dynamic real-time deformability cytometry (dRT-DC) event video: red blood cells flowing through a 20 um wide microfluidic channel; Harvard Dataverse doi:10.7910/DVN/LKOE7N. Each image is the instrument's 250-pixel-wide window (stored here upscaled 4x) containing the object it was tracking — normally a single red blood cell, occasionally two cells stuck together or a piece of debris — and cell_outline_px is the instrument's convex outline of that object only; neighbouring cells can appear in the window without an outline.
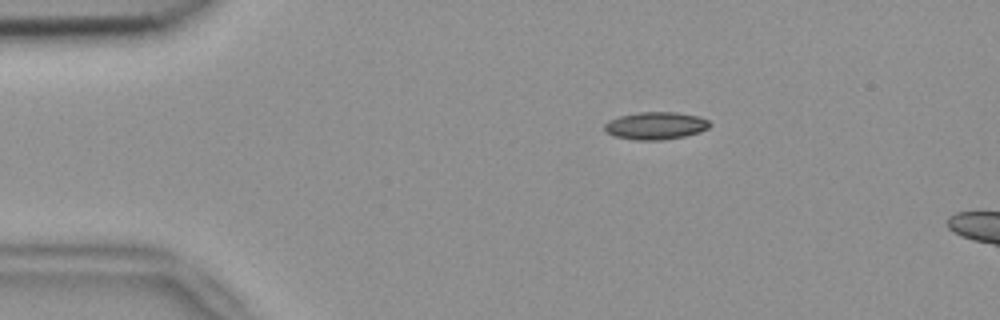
{"species": "common noctule bat (a hibernating species)", "species_latin": "Nyctalus noctula", "temperature_condition": "room temperature", "stored_images_in_passage": 12, "camera_frame_rate_fps": 3000, "um_per_image_px": 0.085, "animal": {"sex": "female", "body_mass_g": 18.4}, "frame": {"image": 1, "passage_image": 6, "time_ms": 1.667, "image_size_px": [1000, 320], "cell_outline_px": [[712, 124], [708, 128], [700, 132], [684, 136], [664, 140], [636, 140], [612, 136], [604, 128], [604, 124], [608, 120], [620, 116], [640, 112], [676, 112], [700, 116], [708, 120]], "centroid_in_image_um": [55.75, 10.68], "position_along_channel_um": 29.3, "area_um2": 16.99}}